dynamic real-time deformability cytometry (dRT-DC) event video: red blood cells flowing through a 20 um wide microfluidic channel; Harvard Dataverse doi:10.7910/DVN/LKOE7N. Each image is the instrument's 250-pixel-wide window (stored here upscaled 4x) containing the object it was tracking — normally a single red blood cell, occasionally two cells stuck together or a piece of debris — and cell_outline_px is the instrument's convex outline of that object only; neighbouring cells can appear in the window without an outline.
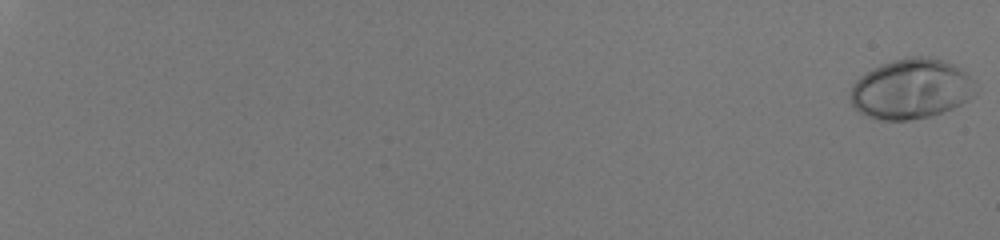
{"species": "human", "species_latin": "Homo sapiens", "temperature_condition": "room temperature", "stored_images_in_passage": 57, "camera_frame_rate_fps": 3000, "um_per_image_px": 0.085, "donor": {"sex": "male"}, "frame": {"image": 1, "passage_image": 1, "time_ms": 0.0, "image_size_px": [1000, 240], "cell_outline_px": [[976, 96], [952, 108], [932, 116], [908, 120], [876, 120], [860, 112], [852, 104], [852, 84], [860, 76], [872, 68], [880, 64], [908, 56], [928, 56], [952, 64], [960, 68], [972, 80], [976, 92]], "centroid_in_image_um": [77.45, 7.56], "position_along_channel_um": 7.6, "area_um2": 43.7}}
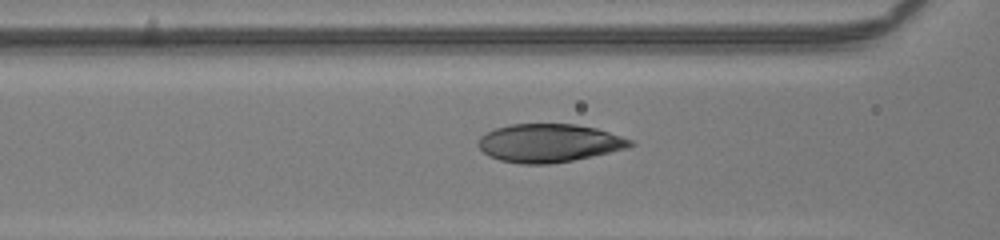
{"frame": {"image": 2, "passage_image": 31, "time_ms": 10.0, "image_size_px": [1000, 240], "cell_outline_px": [[636, 144], [628, 148], [592, 156], [572, 160], [548, 164], [520, 164], [500, 160], [488, 156], [476, 144], [476, 140], [480, 136], [496, 128], [508, 124], [576, 124], [596, 128], [632, 140]], "centroid_in_image_um": [46.64, 12.16], "position_along_channel_um": 120.0, "area_um2": 33.93}}
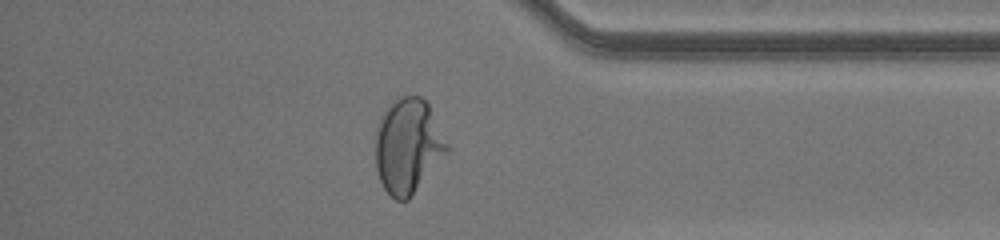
{"frame": {"image": 3, "passage_image": 52, "time_ms": 17.0, "image_size_px": [1000, 240], "cell_outline_px": [[448, 148], [408, 200], [396, 200], [384, 188], [380, 180], [376, 168], [376, 128], [380, 116], [388, 104], [392, 100], [400, 96], [420, 96], [428, 104], [448, 144]], "centroid_in_image_um": [34.62, 12.36], "position_along_channel_um": 400.6, "area_um2": 38.73}, "authors_computed_cell_mechanics": {"area_um2": 36.414, "velocity_mm_per_s": 4.104, "shape_relaxation_time_tau1_ms": 3.5269, "shape_relaxation_time_tau2_ms": null, "deformation_change_tau1": 0.2262, "deformation_change_tau2": null}}